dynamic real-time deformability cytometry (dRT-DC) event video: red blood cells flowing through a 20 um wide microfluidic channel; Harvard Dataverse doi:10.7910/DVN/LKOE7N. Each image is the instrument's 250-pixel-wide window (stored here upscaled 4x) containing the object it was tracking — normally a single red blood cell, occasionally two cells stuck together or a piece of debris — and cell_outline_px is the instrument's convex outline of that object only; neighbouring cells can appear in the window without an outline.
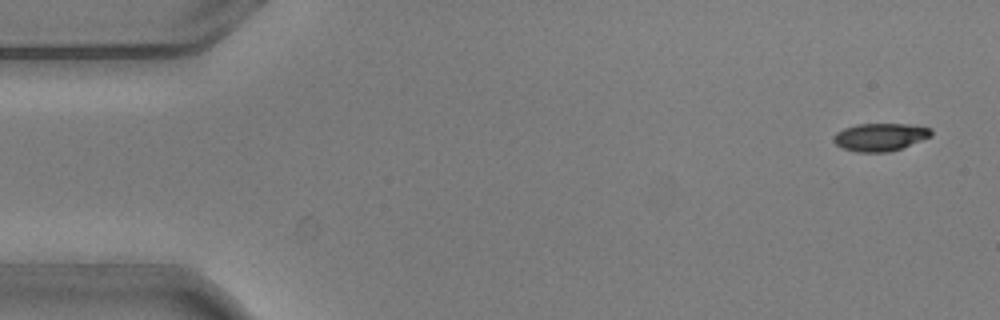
{"species": "common noctule bat (a hibernating species)", "species_latin": "Nyctalus noctula", "temperature_condition": "warm", "stored_images_in_passage": 5, "camera_frame_rate_fps": 3000, "um_per_image_px": 0.085, "animal": {"sex": "male", "body_mass_g": 20.5, "forearm_length_mm": 52.5}, "frame": {"image": 1, "passage_image": 1, "time_ms": 0.0, "image_size_px": [1000, 320], "cell_outline_px": [[932, 136], [900, 148], [888, 152], [856, 152], [840, 148], [832, 140], [832, 136], [836, 132], [844, 128], [856, 124], [908, 124], [932, 128]], "centroid_in_image_um": [74.76, 11.64], "position_along_channel_um": 10.2, "area_um2": 15.9}}
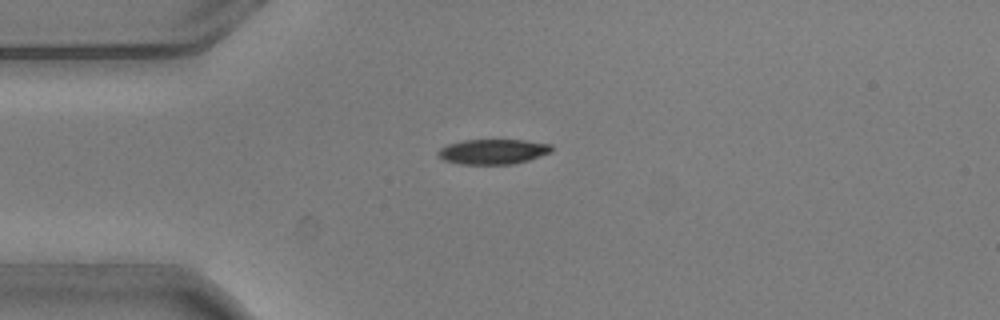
{"frame": {"image": 2, "passage_image": 4, "time_ms": 1.0, "image_size_px": [1000, 320], "cell_outline_px": [[552, 152], [528, 160], [512, 164], [460, 164], [444, 160], [436, 152], [440, 148], [448, 144], [464, 140], [524, 140], [552, 144]], "centroid_in_image_um": [41.92, 12.88], "position_along_channel_um": 43.1, "area_um2": 16.53}}